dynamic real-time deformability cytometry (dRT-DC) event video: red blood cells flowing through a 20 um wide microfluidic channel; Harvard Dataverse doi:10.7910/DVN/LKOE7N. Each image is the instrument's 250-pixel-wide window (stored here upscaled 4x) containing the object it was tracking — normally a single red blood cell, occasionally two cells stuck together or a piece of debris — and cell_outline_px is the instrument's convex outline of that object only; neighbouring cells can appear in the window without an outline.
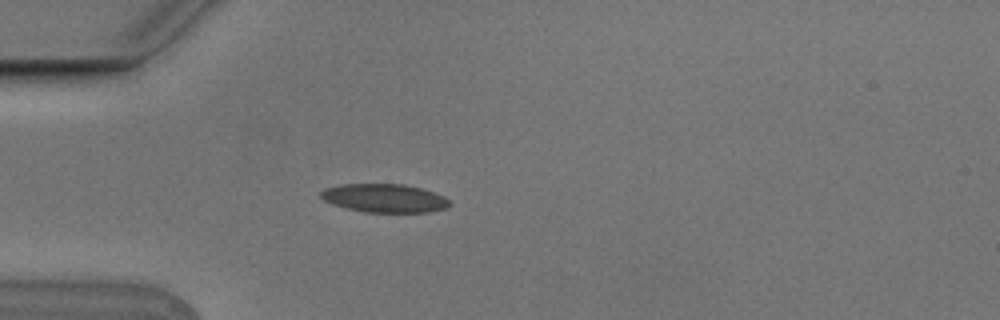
{"species": "Egyptian fruit bat (a non-hibernating species)", "species_latin": "Rousettus aegyptiacus", "temperature_condition": "cold", "stored_images_in_passage": 4, "camera_frame_rate_fps": 3000, "um_per_image_px": 0.085, "animal": {"sex": "male"}, "frame": {"image": 1, "passage_image": 4, "time_ms": 1.0, "image_size_px": [1000, 320], "cell_outline_px": [[452, 204], [448, 208], [428, 212], [364, 212], [332, 204], [324, 200], [320, 196], [320, 192], [324, 188], [340, 184], [404, 184], [420, 188], [444, 196]], "centroid_in_image_um": [32.67, 16.84], "position_along_channel_um": 52.3, "area_um2": 21.39}}